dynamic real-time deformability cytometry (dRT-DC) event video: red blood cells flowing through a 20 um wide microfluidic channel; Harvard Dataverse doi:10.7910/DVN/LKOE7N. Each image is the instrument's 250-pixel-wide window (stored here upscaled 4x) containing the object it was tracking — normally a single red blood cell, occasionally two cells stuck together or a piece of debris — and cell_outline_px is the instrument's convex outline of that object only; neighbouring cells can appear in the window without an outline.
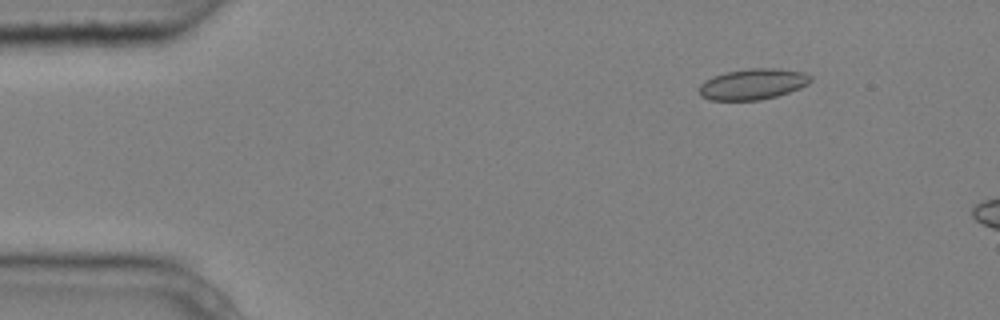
{"species": "common noctule bat (a hibernating species)", "species_latin": "Nyctalus noctula", "temperature_condition": "cold", "stored_images_in_passage": 2, "camera_frame_rate_fps": 3000, "um_per_image_px": 0.085, "animal": {"sex": "male", "body_mass_g": 20.4}, "frame": {"image": 1, "passage_image": 2, "time_ms": 0.333, "image_size_px": [1000, 320], "cell_outline_px": [[812, 80], [808, 84], [800, 88], [776, 96], [760, 100], [708, 100], [700, 96], [700, 84], [704, 80], [712, 76], [728, 72], [748, 68], [776, 68], [804, 72], [812, 76]], "centroid_in_image_um": [63.99, 7.15], "position_along_channel_um": 21.0, "area_um2": 20.11}}